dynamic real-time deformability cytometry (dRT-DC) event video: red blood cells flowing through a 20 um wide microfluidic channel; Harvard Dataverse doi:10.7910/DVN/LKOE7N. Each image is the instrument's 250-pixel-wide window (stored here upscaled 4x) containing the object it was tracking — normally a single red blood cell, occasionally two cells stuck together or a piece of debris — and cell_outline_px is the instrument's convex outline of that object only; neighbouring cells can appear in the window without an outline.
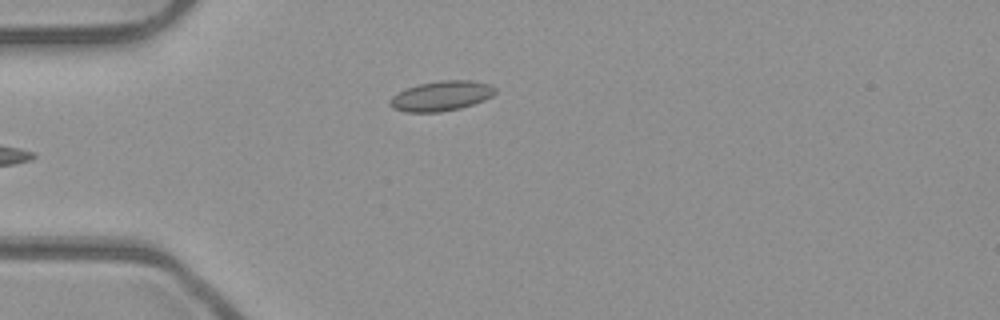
{"species": "common noctule bat (a hibernating species)", "species_latin": "Nyctalus noctula", "temperature_condition": "room temperature", "stored_images_in_passage": 2, "camera_frame_rate_fps": 3000, "um_per_image_px": 0.085, "animal": {"sex": "male", "body_mass_g": 23.1, "forearm_length_mm": 52.7}, "frame": {"image": 1, "passage_image": 2, "time_ms": 0.333, "image_size_px": [1000, 320], "cell_outline_px": [[496, 92], [492, 96], [484, 100], [460, 108], [440, 112], [404, 112], [392, 108], [388, 104], [388, 100], [392, 96], [408, 88], [420, 84], [440, 80], [472, 80], [492, 84], [496, 88]], "centroid_in_image_um": [37.52, 8.15], "position_along_channel_um": 47.5, "area_um2": 18.44}}